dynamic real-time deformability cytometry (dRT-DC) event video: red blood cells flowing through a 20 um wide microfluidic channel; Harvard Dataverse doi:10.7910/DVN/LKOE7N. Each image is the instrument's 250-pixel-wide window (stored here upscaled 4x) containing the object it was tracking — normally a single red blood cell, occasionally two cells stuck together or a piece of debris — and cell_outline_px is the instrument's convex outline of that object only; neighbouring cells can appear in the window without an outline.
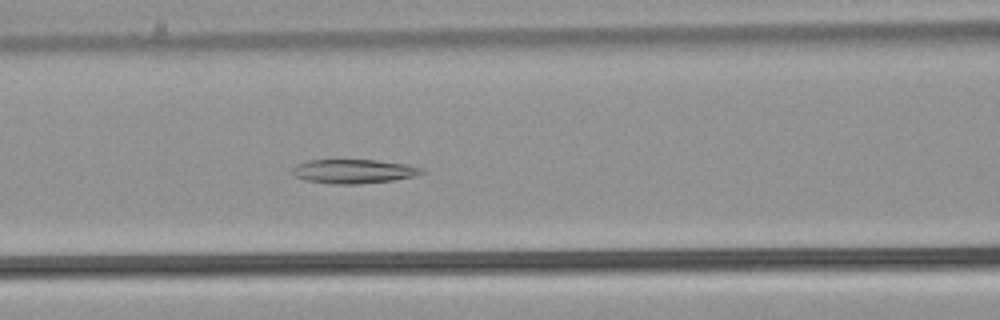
{"species": "common noctule bat (a hibernating species)", "species_latin": "Nyctalus noctula", "temperature_condition": "warm", "stored_images_in_passage": 35, "camera_frame_rate_fps": 3000, "um_per_image_px": 0.085, "animal": {"sex": "male", "body_mass_g": 21.5, "forearm_length_mm": 52.0}, "frame": {"image": 1, "passage_image": 6, "time_ms": 1.667, "image_size_px": [1000, 320], "cell_outline_px": [[428, 172], [416, 176], [392, 180], [356, 184], [332, 184], [304, 180], [296, 176], [292, 172], [292, 168], [296, 164], [308, 160], [376, 160], [408, 164], [420, 168]], "centroid_in_image_um": [30.07, 14.56], "position_along_channel_um": 136.5, "area_um2": 18.21}}
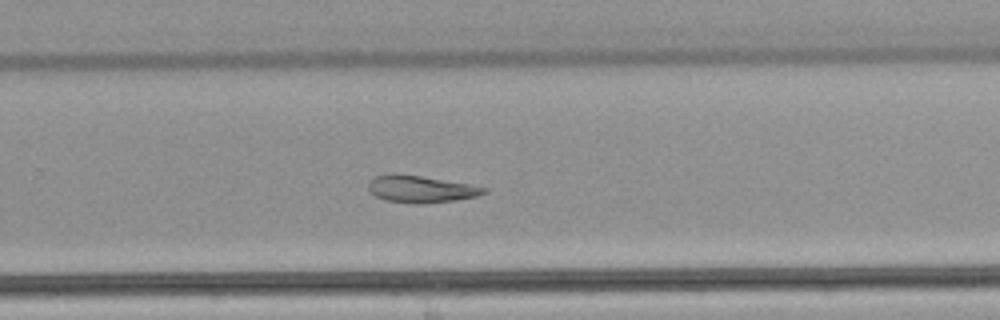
{"frame": {"image": 2, "passage_image": 18, "time_ms": 5.667, "image_size_px": [1000, 320], "cell_outline_px": [[488, 192], [476, 196], [456, 200], [420, 204], [412, 204], [384, 200], [376, 196], [368, 188], [368, 184], [376, 176], [420, 176], [468, 184], [488, 188]], "centroid_in_image_um": [35.83, 16.12], "position_along_channel_um": 294.0, "area_um2": 17.51}}
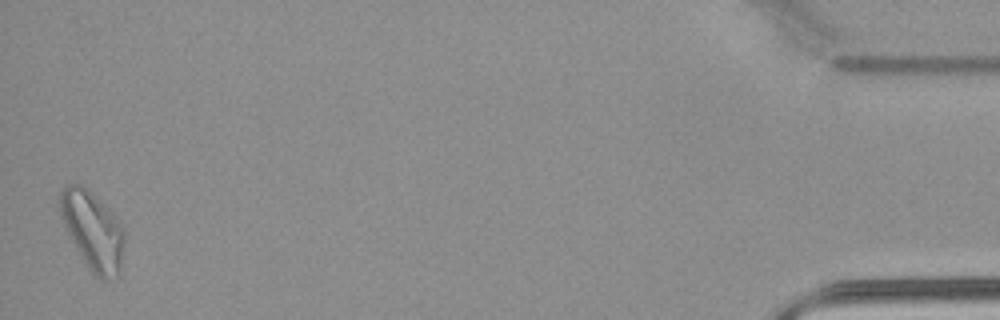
{"frame": {"image": 3, "passage_image": 35, "time_ms": 11.333, "image_size_px": [1000, 320], "cell_outline_px": [[124, 244], [120, 276], [108, 280], [100, 280], [88, 268], [68, 236], [60, 216], [60, 192], [68, 184], [76, 184], [88, 188], [116, 216], [124, 228]], "centroid_in_image_um": [7.9, 19.63], "position_along_channel_um": 427.3, "area_um2": 29.71}}